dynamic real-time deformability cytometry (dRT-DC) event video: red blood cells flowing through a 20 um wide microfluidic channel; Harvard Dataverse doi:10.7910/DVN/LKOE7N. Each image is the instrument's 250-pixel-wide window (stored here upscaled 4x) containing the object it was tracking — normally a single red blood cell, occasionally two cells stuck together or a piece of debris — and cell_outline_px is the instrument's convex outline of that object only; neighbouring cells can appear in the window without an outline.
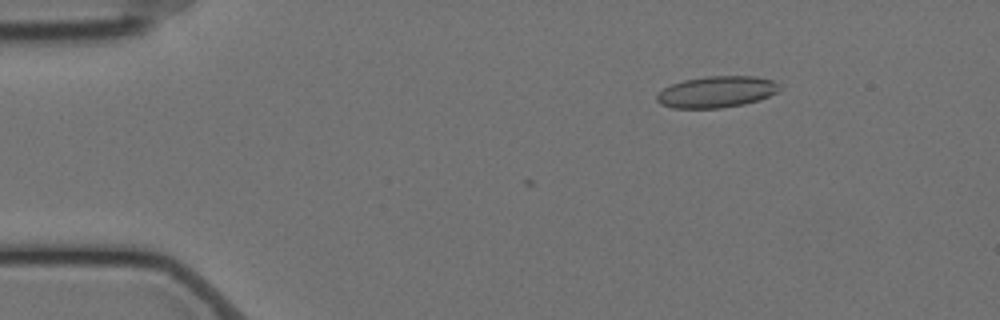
{"species": "Egyptian fruit bat (a non-hibernating species)", "species_latin": "Rousettus aegyptiacus", "temperature_condition": "cold", "stored_images_in_passage": 7, "camera_frame_rate_fps": 3000, "um_per_image_px": 0.085, "animal": {"sex": "female"}, "frame": {"image": 1, "passage_image": 5, "time_ms": 1.333, "image_size_px": [1000, 320], "cell_outline_px": [[780, 88], [776, 92], [768, 96], [744, 104], [720, 108], [672, 108], [660, 104], [656, 100], [656, 96], [664, 88], [672, 84], [684, 80], [704, 76], [756, 76], [772, 80], [780, 84]], "centroid_in_image_um": [60.89, 7.8], "position_along_channel_um": 24.1, "area_um2": 22.37}}